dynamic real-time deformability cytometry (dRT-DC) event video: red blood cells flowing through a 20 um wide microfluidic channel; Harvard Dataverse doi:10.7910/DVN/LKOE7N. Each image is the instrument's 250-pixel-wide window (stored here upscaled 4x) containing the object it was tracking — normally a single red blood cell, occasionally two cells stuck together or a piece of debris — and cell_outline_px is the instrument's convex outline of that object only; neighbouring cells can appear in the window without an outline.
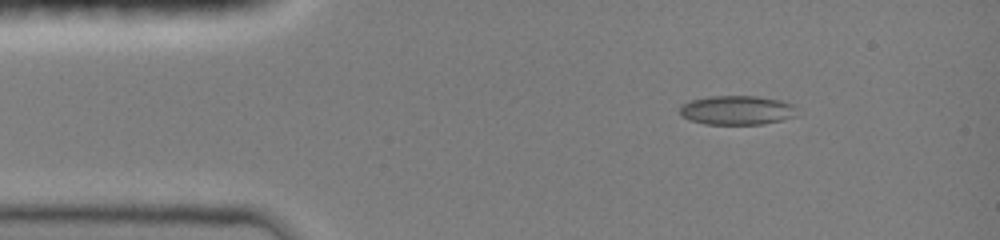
{"species": "common noctule bat (a hibernating species)", "species_latin": "Nyctalus noctula", "temperature_condition": "room temperature", "stored_images_in_passage": 11, "camera_frame_rate_fps": 3000, "um_per_image_px": 0.085, "animal": {"sex": "female", "body_mass_g": 19.0, "forearm_length_mm": 51.5}, "frame": {"image": 1, "passage_image": 1, "time_ms": 0.0, "image_size_px": [1000, 240], "cell_outline_px": [[796, 116], [784, 120], [760, 124], [704, 124], [688, 120], [680, 116], [680, 104], [692, 100], [708, 96], [756, 96], [780, 100], [792, 104], [796, 108]], "centroid_in_image_um": [62.61, 9.37], "position_along_channel_um": 22.4, "area_um2": 20.11}}
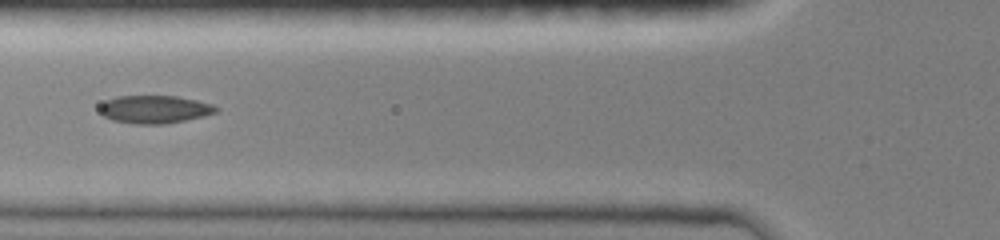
{"frame": {"image": 2, "passage_image": 5, "time_ms": 3.667, "image_size_px": [1000, 240], "cell_outline_px": [[220, 108], [216, 112], [204, 116], [164, 124], [132, 124], [112, 120], [104, 116], [100, 112], [100, 104], [116, 96], [176, 96], [196, 100], [212, 104]], "centroid_in_image_um": [13.14, 9.3], "position_along_channel_um": 112.7, "area_um2": 18.9}}
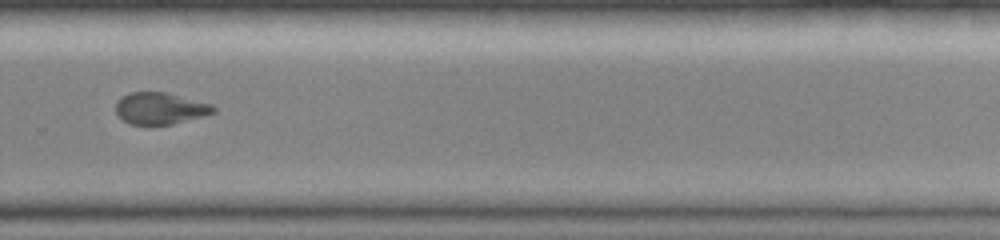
{"frame": {"image": 3, "passage_image": 10, "time_ms": 8.667, "image_size_px": [1000, 240], "cell_outline_px": [[216, 112], [172, 124], [128, 124], [116, 112], [116, 104], [128, 92], [164, 92], [212, 104], [216, 108]], "centroid_in_image_um": [13.62, 9.21], "position_along_channel_um": 316.2, "area_um2": 17.69}}